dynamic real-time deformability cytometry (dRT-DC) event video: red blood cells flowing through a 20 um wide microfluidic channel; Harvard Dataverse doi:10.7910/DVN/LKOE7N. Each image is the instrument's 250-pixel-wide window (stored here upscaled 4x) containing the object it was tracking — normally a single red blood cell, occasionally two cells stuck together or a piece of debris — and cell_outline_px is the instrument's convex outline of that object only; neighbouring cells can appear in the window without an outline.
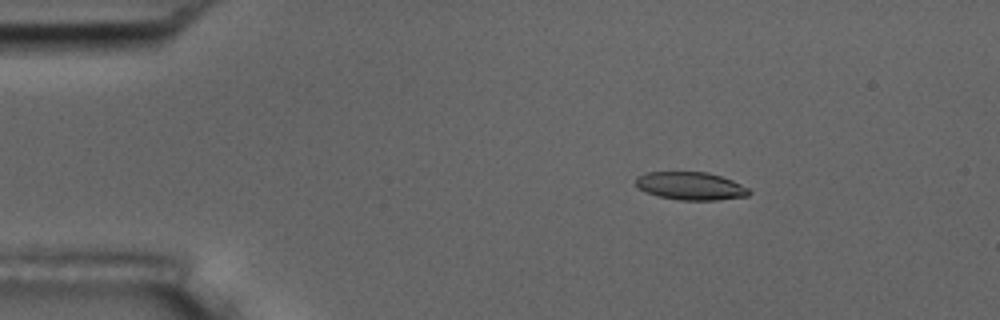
{"species": "common noctule bat (a hibernating species)", "species_latin": "Nyctalus noctula", "temperature_condition": "room temperature", "stored_images_in_passage": 5, "camera_frame_rate_fps": 3000, "um_per_image_px": 0.085, "animal": {"sex": "male", "body_mass_g": 17.5, "forearm_length_mm": 52.3}, "frame": {"image": 1, "passage_image": 3, "time_ms": 2.333, "image_size_px": [1000, 320], "cell_outline_px": [[752, 192], [748, 196], [716, 200], [680, 200], [660, 196], [644, 192], [636, 184], [636, 176], [648, 172], [708, 172], [732, 180], [748, 188]], "centroid_in_image_um": [58.71, 15.81], "position_along_channel_um": 26.3, "area_um2": 18.38}}
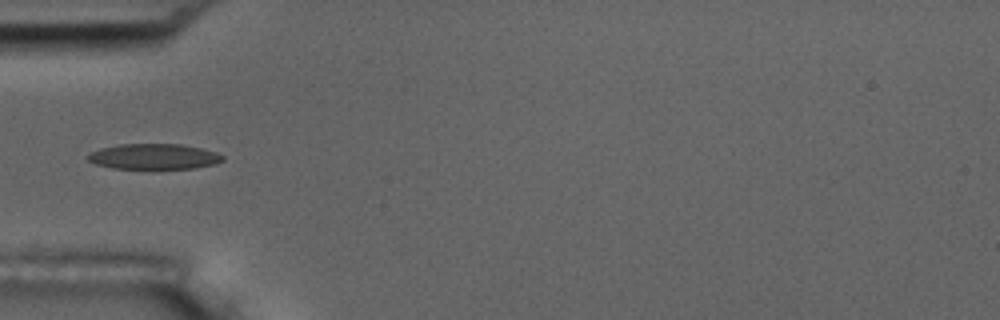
{"frame": {"image": 2, "passage_image": 5, "time_ms": 5.333, "image_size_px": [1000, 320], "cell_outline_px": [[224, 160], [216, 164], [196, 168], [112, 168], [96, 164], [88, 160], [84, 156], [100, 148], [120, 144], [180, 144], [200, 148], [216, 152], [224, 156]], "centroid_in_image_um": [13.09, 13.3], "position_along_channel_um": 71.9, "area_um2": 20.0}}